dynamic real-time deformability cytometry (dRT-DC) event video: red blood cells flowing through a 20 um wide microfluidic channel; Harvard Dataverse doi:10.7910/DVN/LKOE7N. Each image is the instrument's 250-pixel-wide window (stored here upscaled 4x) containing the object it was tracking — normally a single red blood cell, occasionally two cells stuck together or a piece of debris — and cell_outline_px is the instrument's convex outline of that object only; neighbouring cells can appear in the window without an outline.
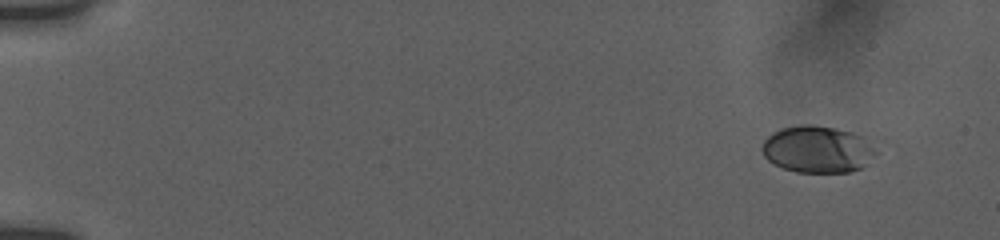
{"species": "human", "species_latin": "Homo sapiens", "temperature_condition": "room temperature", "stored_images_in_passage": 12, "camera_frame_rate_fps": 3000, "um_per_image_px": 0.085, "donor": {"sex": "female"}, "frame": {"image": 1, "passage_image": 1, "time_ms": 0.0, "image_size_px": [1000, 240], "cell_outline_px": [[884, 140], [880, 152], [868, 164], [860, 168], [848, 172], [796, 172], [784, 168], [768, 160], [764, 156], [760, 148], [764, 140], [772, 132], [780, 128], [796, 124], [812, 124], [884, 136]], "centroid_in_image_um": [69.76, 12.63], "position_along_channel_um": 15.2, "area_um2": 33.47}}
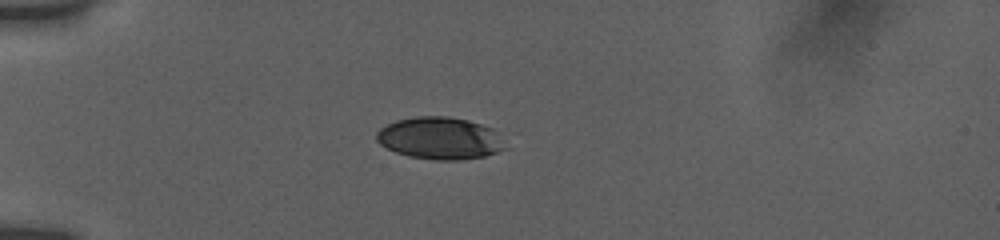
{"frame": {"image": 2, "passage_image": 9, "time_ms": 4.0, "image_size_px": [1000, 240], "cell_outline_px": [[508, 148], [484, 156], [460, 160], [436, 160], [408, 156], [396, 152], [380, 144], [376, 140], [376, 132], [380, 128], [396, 120], [416, 116], [448, 116], [468, 120], [492, 128], [496, 132]], "centroid_in_image_um": [37.39, 11.75], "position_along_channel_um": 47.6, "area_um2": 31.62}}
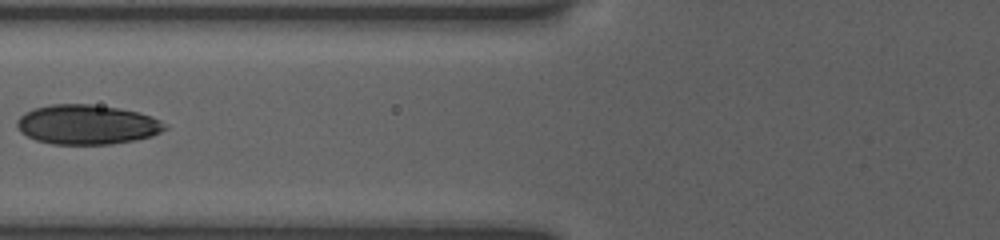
{"frame": {"image": 3, "passage_image": 12, "time_ms": 6.667, "image_size_px": [1000, 240], "cell_outline_px": [[168, 128], [152, 136], [136, 140], [112, 144], [52, 144], [36, 140], [20, 132], [16, 124], [16, 120], [24, 112], [32, 108], [52, 104], [92, 104], [116, 108], [136, 112], [152, 116], [168, 124]], "centroid_in_image_um": [7.39, 10.59], "position_along_channel_um": 118.4, "area_um2": 34.33}}